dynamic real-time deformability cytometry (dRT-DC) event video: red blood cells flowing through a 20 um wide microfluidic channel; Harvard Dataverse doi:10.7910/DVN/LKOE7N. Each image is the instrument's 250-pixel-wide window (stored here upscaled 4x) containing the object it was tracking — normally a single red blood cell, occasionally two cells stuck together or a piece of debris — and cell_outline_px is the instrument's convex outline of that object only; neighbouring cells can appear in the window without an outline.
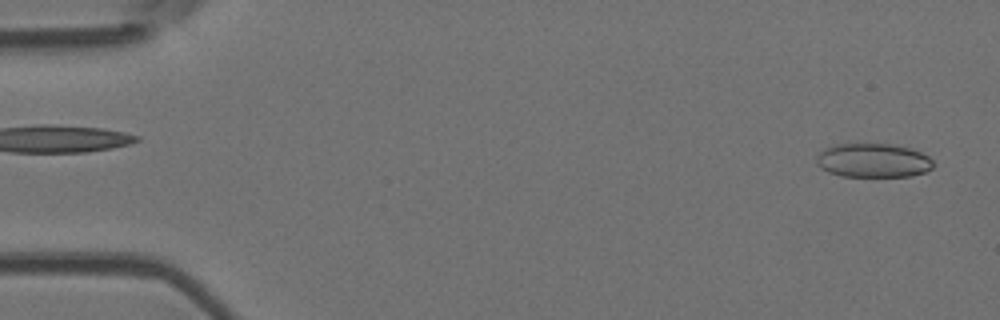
{"species": "Egyptian fruit bat (a non-hibernating species)", "species_latin": "Rousettus aegyptiacus", "temperature_condition": "room temperature", "stored_images_in_passage": 6, "segment_of_instrument_passage": [2, 2], "camera_frame_rate_fps": 3000, "um_per_image_px": 0.085, "animal": {"sex": "female"}, "frame": {"image": 1, "passage_image": 6, "time_ms": 5.667, "image_size_px": [1000, 320], "cell_outline_px": [[936, 164], [932, 168], [924, 172], [912, 176], [840, 176], [828, 172], [820, 168], [816, 164], [816, 156], [824, 148], [836, 144], [888, 144], [912, 148], [928, 156]], "centroid_in_image_um": [74.21, 13.64], "position_along_channel_um": 10.8, "area_um2": 23.29}}